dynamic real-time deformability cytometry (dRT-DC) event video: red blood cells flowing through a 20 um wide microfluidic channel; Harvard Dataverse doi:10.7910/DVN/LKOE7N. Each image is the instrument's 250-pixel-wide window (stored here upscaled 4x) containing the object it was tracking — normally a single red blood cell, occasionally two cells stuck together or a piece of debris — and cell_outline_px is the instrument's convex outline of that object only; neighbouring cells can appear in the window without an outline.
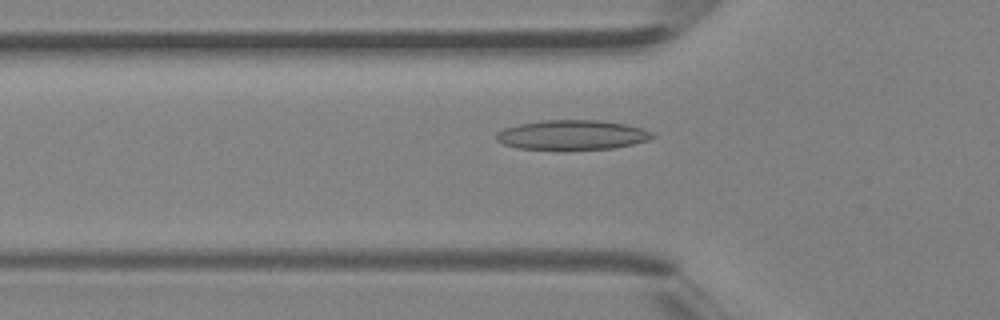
{"species": "Egyptian fruit bat (a non-hibernating species)", "species_latin": "Rousettus aegyptiacus", "temperature_condition": "room temperature", "stored_images_in_passage": 40, "camera_frame_rate_fps": 3000, "um_per_image_px": 0.085, "animal": {"sex": "female"}, "frame": {"image": 1, "passage_image": 14, "time_ms": 4.333, "image_size_px": [1000, 320], "cell_outline_px": [[656, 136], [648, 140], [632, 144], [612, 148], [516, 148], [504, 144], [496, 140], [496, 132], [500, 128], [520, 124], [544, 120], [600, 120], [624, 124], [644, 128], [652, 132]], "centroid_in_image_um": [48.62, 11.44], "position_along_channel_um": 77.2, "area_um2": 26.59}}
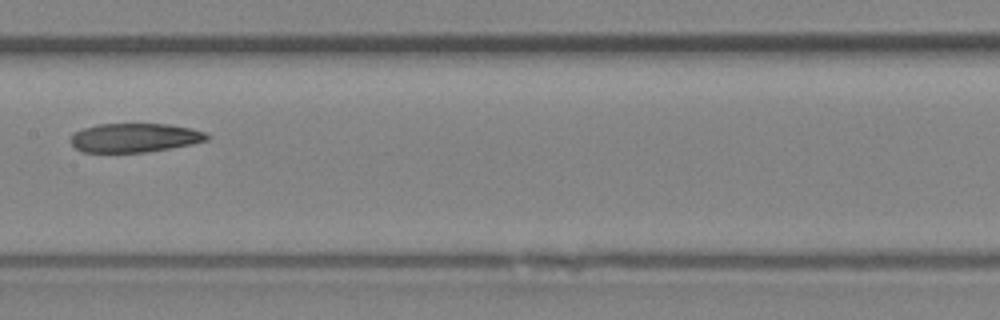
{"frame": {"image": 2, "passage_image": 21, "time_ms": 6.667, "image_size_px": [1000, 320], "cell_outline_px": [[208, 140], [192, 144], [144, 152], [84, 152], [76, 148], [72, 144], [72, 132], [84, 128], [100, 124], [168, 124], [192, 128], [204, 132], [208, 136]], "centroid_in_image_um": [11.44, 11.7], "position_along_channel_um": 196.0, "area_um2": 22.77}}
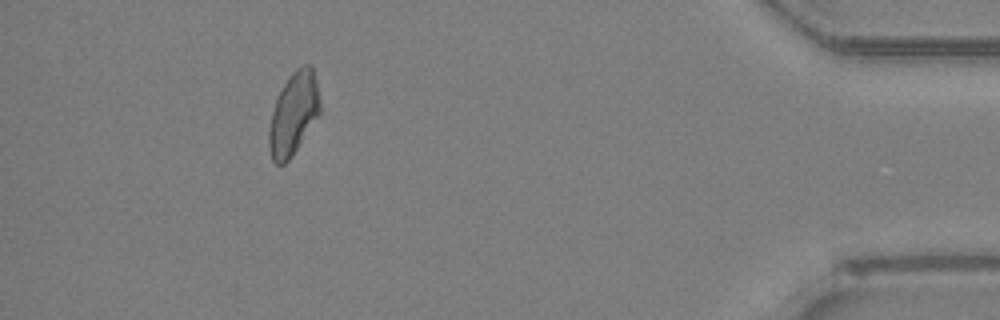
{"frame": {"image": 3, "passage_image": 37, "time_ms": 12.0, "image_size_px": [1000, 320], "cell_outline_px": [[320, 116], [292, 156], [284, 164], [276, 164], [272, 160], [268, 148], [268, 132], [272, 112], [276, 100], [284, 84], [292, 72], [296, 68], [304, 64], [312, 64], [316, 80], [320, 100]], "centroid_in_image_um": [24.96, 9.68], "position_along_channel_um": 410.2, "area_um2": 24.74}}